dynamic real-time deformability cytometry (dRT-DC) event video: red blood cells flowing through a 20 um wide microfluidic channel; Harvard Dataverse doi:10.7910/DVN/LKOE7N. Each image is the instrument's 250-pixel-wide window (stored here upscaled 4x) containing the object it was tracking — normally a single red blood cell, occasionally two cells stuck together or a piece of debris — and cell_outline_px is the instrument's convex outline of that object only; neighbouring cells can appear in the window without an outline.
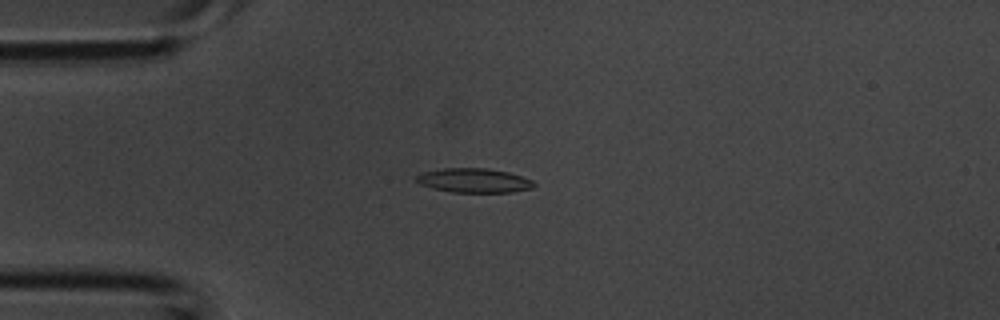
{"species": "common noctule bat (a hibernating species)", "species_latin": "Nyctalus noctula", "temperature_condition": "room temperature", "stored_images_in_passage": 3, "camera_frame_rate_fps": 3000, "um_per_image_px": 0.085, "animal": {"sex": "male", "body_mass_g": 20.1, "forearm_length_mm": 53.5}, "frame": {"image": 1, "passage_image": 2, "time_ms": 0.333, "image_size_px": [1000, 320], "cell_outline_px": [[536, 184], [532, 188], [512, 192], [452, 192], [432, 188], [420, 184], [416, 180], [416, 176], [424, 172], [444, 168], [488, 168], [508, 172], [532, 180]], "centroid_in_image_um": [40.29, 15.34], "position_along_channel_um": 44.7, "area_um2": 16.53}}
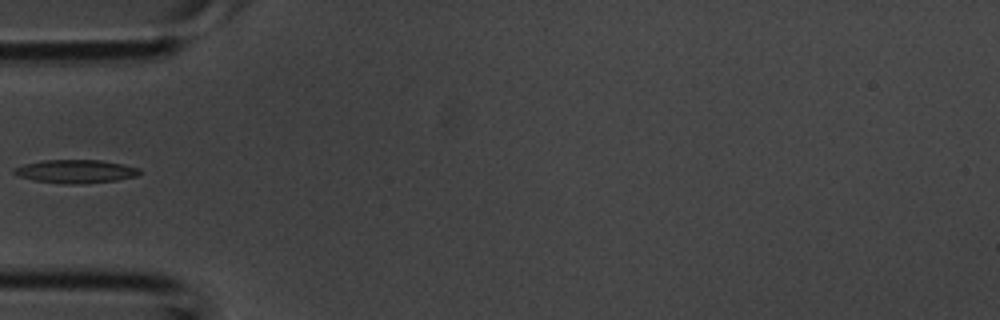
{"frame": {"image": 2, "passage_image": 3, "time_ms": 0.667, "image_size_px": [1000, 320], "cell_outline_px": [[140, 176], [116, 180], [76, 184], [64, 184], [36, 180], [20, 176], [12, 172], [12, 168], [24, 164], [44, 160], [100, 160], [140, 168]], "centroid_in_image_um": [6.44, 14.56], "position_along_channel_um": 78.6, "area_um2": 16.94}}